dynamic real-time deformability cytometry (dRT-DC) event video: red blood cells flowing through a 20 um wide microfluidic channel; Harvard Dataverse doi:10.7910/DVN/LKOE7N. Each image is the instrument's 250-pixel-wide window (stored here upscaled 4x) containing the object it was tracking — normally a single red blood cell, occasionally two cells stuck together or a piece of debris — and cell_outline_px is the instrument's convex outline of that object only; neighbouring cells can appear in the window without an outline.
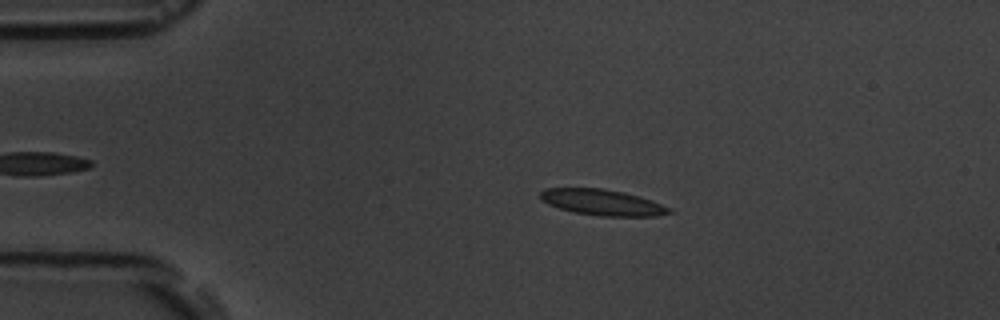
{"species": "common noctule bat (a hibernating species)", "species_latin": "Nyctalus noctula", "temperature_condition": "room temperature", "stored_images_in_passage": 5, "camera_frame_rate_fps": 3000, "um_per_image_px": 0.085, "animal": {"sex": "male", "body_mass_g": 19.5, "forearm_length_mm": 54.6}, "frame": {"image": 1, "passage_image": 3, "time_ms": 3.333, "image_size_px": [1000, 320], "cell_outline_px": [[672, 212], [656, 216], [600, 216], [572, 212], [548, 204], [540, 200], [540, 192], [544, 188], [604, 188], [624, 192], [640, 196], [652, 200], [672, 208]], "centroid_in_image_um": [51.2, 17.2], "position_along_channel_um": 33.8, "area_um2": 19.65}}
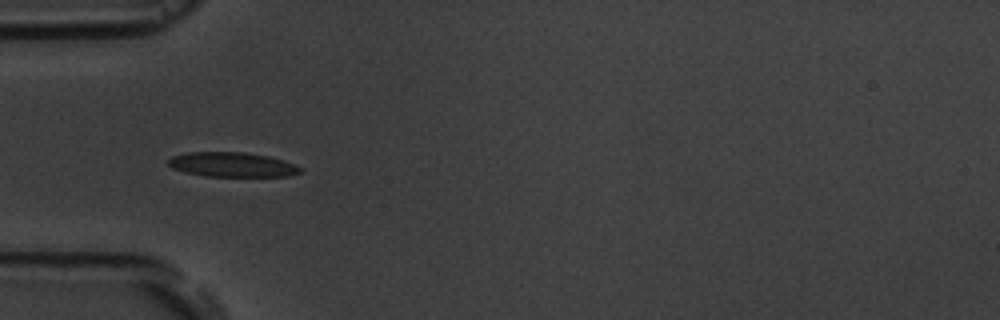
{"frame": {"image": 2, "passage_image": 5, "time_ms": 5.333, "image_size_px": [1000, 320], "cell_outline_px": [[304, 172], [288, 176], [204, 176], [184, 172], [172, 168], [168, 164], [168, 160], [172, 156], [188, 152], [244, 152], [268, 156], [284, 160], [304, 168]], "centroid_in_image_um": [19.77, 13.99], "position_along_channel_um": 65.2, "area_um2": 19.07}}